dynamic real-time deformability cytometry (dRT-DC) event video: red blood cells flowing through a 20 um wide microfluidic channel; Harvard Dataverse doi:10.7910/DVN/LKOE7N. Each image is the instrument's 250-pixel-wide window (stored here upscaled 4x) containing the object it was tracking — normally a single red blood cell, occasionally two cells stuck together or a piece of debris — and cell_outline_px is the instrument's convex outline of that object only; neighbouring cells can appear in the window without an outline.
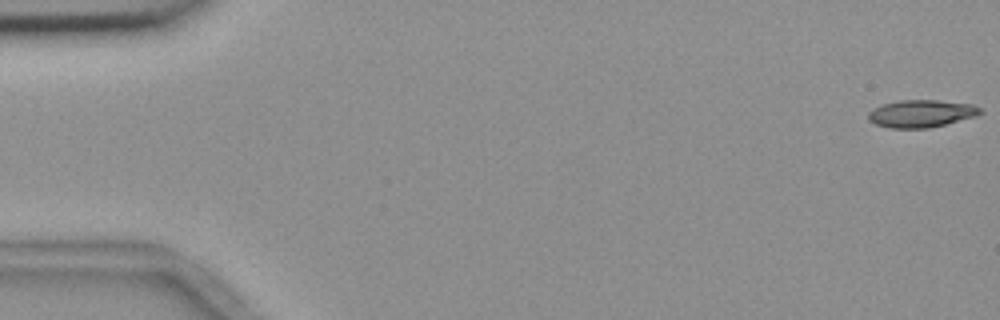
{"species": "common noctule bat (a hibernating species)", "species_latin": "Nyctalus noctula", "temperature_condition": "room temperature", "stored_images_in_passage": 55, "camera_frame_rate_fps": 3000, "um_per_image_px": 0.085, "animal": {"sex": "female", "body_mass_g": 18.4}, "frame": {"image": 1, "passage_image": 1, "time_ms": 0.0, "image_size_px": [1000, 320], "cell_outline_px": [[984, 112], [976, 116], [928, 128], [888, 128], [876, 124], [868, 120], [868, 112], [872, 108], [880, 104], [900, 100], [936, 100], [972, 104], [980, 108]], "centroid_in_image_um": [78.27, 9.65], "position_along_channel_um": 6.7, "area_um2": 17.98}}
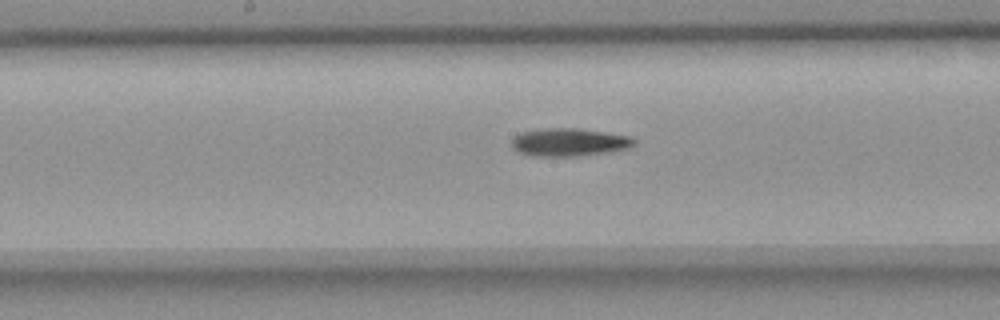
{"frame": {"image": 2, "passage_image": 29, "time_ms": 9.333, "image_size_px": [1000, 320], "cell_outline_px": [[636, 144], [628, 148], [608, 152], [576, 156], [532, 156], [520, 152], [512, 148], [512, 140], [520, 132], [540, 128], [580, 128], [628, 136], [636, 140]], "centroid_in_image_um": [48.36, 12.08], "position_along_channel_um": 199.8, "area_um2": 19.94}}
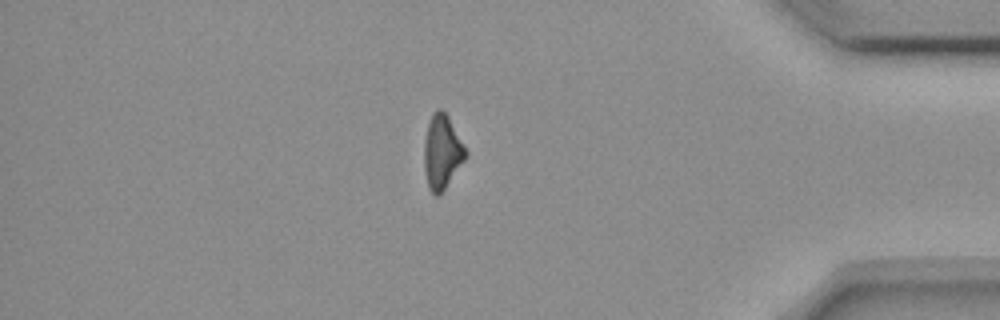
{"frame": {"image": 3, "passage_image": 48, "time_ms": 15.667, "image_size_px": [1000, 320], "cell_outline_px": [[468, 156], [444, 188], [436, 196], [428, 188], [424, 168], [424, 140], [428, 120], [432, 112], [440, 108], [448, 116], [468, 152]], "centroid_in_image_um": [37.56, 12.87], "position_along_channel_um": 397.6, "area_um2": 17.86}, "authors_computed_cell_mechanics": {"area_um2": 18.6694, "velocity_mm_per_s": 3.6568, "shape_relaxation_time_tau1_ms": 5.9704, "shape_relaxation_time_tau2_ms": null, "deformation_change_tau1": 0.1662, "deformation_change_tau2": null}}